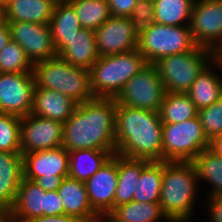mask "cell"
I'll use <instances>...</instances> for the list:
<instances>
[{
	"mask_svg": "<svg viewBox=\"0 0 222 222\" xmlns=\"http://www.w3.org/2000/svg\"><path fill=\"white\" fill-rule=\"evenodd\" d=\"M162 124L159 112L118 105L116 153L127 158L162 161Z\"/></svg>",
	"mask_w": 222,
	"mask_h": 222,
	"instance_id": "obj_2",
	"label": "cell"
},
{
	"mask_svg": "<svg viewBox=\"0 0 222 222\" xmlns=\"http://www.w3.org/2000/svg\"><path fill=\"white\" fill-rule=\"evenodd\" d=\"M30 222H83V221L73 216L61 214V215H55V216H40V217L34 218Z\"/></svg>",
	"mask_w": 222,
	"mask_h": 222,
	"instance_id": "obj_40",
	"label": "cell"
},
{
	"mask_svg": "<svg viewBox=\"0 0 222 222\" xmlns=\"http://www.w3.org/2000/svg\"><path fill=\"white\" fill-rule=\"evenodd\" d=\"M57 191L64 206V214L83 222L97 221L98 214L90 205L85 182L67 176L63 178Z\"/></svg>",
	"mask_w": 222,
	"mask_h": 222,
	"instance_id": "obj_18",
	"label": "cell"
},
{
	"mask_svg": "<svg viewBox=\"0 0 222 222\" xmlns=\"http://www.w3.org/2000/svg\"><path fill=\"white\" fill-rule=\"evenodd\" d=\"M0 222H17L11 209L0 208Z\"/></svg>",
	"mask_w": 222,
	"mask_h": 222,
	"instance_id": "obj_44",
	"label": "cell"
},
{
	"mask_svg": "<svg viewBox=\"0 0 222 222\" xmlns=\"http://www.w3.org/2000/svg\"><path fill=\"white\" fill-rule=\"evenodd\" d=\"M165 222H184V221H180V220H167Z\"/></svg>",
	"mask_w": 222,
	"mask_h": 222,
	"instance_id": "obj_47",
	"label": "cell"
},
{
	"mask_svg": "<svg viewBox=\"0 0 222 222\" xmlns=\"http://www.w3.org/2000/svg\"><path fill=\"white\" fill-rule=\"evenodd\" d=\"M212 61L220 62L222 60V38L211 50Z\"/></svg>",
	"mask_w": 222,
	"mask_h": 222,
	"instance_id": "obj_45",
	"label": "cell"
},
{
	"mask_svg": "<svg viewBox=\"0 0 222 222\" xmlns=\"http://www.w3.org/2000/svg\"><path fill=\"white\" fill-rule=\"evenodd\" d=\"M75 10L82 28L95 31L112 15L108 0H66Z\"/></svg>",
	"mask_w": 222,
	"mask_h": 222,
	"instance_id": "obj_31",
	"label": "cell"
},
{
	"mask_svg": "<svg viewBox=\"0 0 222 222\" xmlns=\"http://www.w3.org/2000/svg\"><path fill=\"white\" fill-rule=\"evenodd\" d=\"M166 91L154 64H148L130 78L117 96V105L159 112Z\"/></svg>",
	"mask_w": 222,
	"mask_h": 222,
	"instance_id": "obj_10",
	"label": "cell"
},
{
	"mask_svg": "<svg viewBox=\"0 0 222 222\" xmlns=\"http://www.w3.org/2000/svg\"><path fill=\"white\" fill-rule=\"evenodd\" d=\"M159 115L162 123H181L195 118L198 110L187 93L166 92Z\"/></svg>",
	"mask_w": 222,
	"mask_h": 222,
	"instance_id": "obj_29",
	"label": "cell"
},
{
	"mask_svg": "<svg viewBox=\"0 0 222 222\" xmlns=\"http://www.w3.org/2000/svg\"><path fill=\"white\" fill-rule=\"evenodd\" d=\"M150 161L127 158L118 154V184L115 190L114 209L133 201L142 169Z\"/></svg>",
	"mask_w": 222,
	"mask_h": 222,
	"instance_id": "obj_25",
	"label": "cell"
},
{
	"mask_svg": "<svg viewBox=\"0 0 222 222\" xmlns=\"http://www.w3.org/2000/svg\"><path fill=\"white\" fill-rule=\"evenodd\" d=\"M130 19L134 32L139 37L154 23V1L137 0Z\"/></svg>",
	"mask_w": 222,
	"mask_h": 222,
	"instance_id": "obj_36",
	"label": "cell"
},
{
	"mask_svg": "<svg viewBox=\"0 0 222 222\" xmlns=\"http://www.w3.org/2000/svg\"><path fill=\"white\" fill-rule=\"evenodd\" d=\"M112 16L130 17L137 0H108Z\"/></svg>",
	"mask_w": 222,
	"mask_h": 222,
	"instance_id": "obj_39",
	"label": "cell"
},
{
	"mask_svg": "<svg viewBox=\"0 0 222 222\" xmlns=\"http://www.w3.org/2000/svg\"><path fill=\"white\" fill-rule=\"evenodd\" d=\"M35 79L31 73H0V113L20 117L31 113Z\"/></svg>",
	"mask_w": 222,
	"mask_h": 222,
	"instance_id": "obj_11",
	"label": "cell"
},
{
	"mask_svg": "<svg viewBox=\"0 0 222 222\" xmlns=\"http://www.w3.org/2000/svg\"><path fill=\"white\" fill-rule=\"evenodd\" d=\"M211 61V50L196 46L193 50L162 57L154 65L166 92L186 93Z\"/></svg>",
	"mask_w": 222,
	"mask_h": 222,
	"instance_id": "obj_6",
	"label": "cell"
},
{
	"mask_svg": "<svg viewBox=\"0 0 222 222\" xmlns=\"http://www.w3.org/2000/svg\"><path fill=\"white\" fill-rule=\"evenodd\" d=\"M196 169L192 162L163 161V183L160 207L168 220L190 222L195 208L198 185Z\"/></svg>",
	"mask_w": 222,
	"mask_h": 222,
	"instance_id": "obj_3",
	"label": "cell"
},
{
	"mask_svg": "<svg viewBox=\"0 0 222 222\" xmlns=\"http://www.w3.org/2000/svg\"><path fill=\"white\" fill-rule=\"evenodd\" d=\"M162 136V161L191 162L210 145L198 115L181 123H163Z\"/></svg>",
	"mask_w": 222,
	"mask_h": 222,
	"instance_id": "obj_7",
	"label": "cell"
},
{
	"mask_svg": "<svg viewBox=\"0 0 222 222\" xmlns=\"http://www.w3.org/2000/svg\"><path fill=\"white\" fill-rule=\"evenodd\" d=\"M198 117L209 141L222 135V97L210 106L198 110Z\"/></svg>",
	"mask_w": 222,
	"mask_h": 222,
	"instance_id": "obj_35",
	"label": "cell"
},
{
	"mask_svg": "<svg viewBox=\"0 0 222 222\" xmlns=\"http://www.w3.org/2000/svg\"><path fill=\"white\" fill-rule=\"evenodd\" d=\"M117 217L126 222H162L168 218L163 214L159 202H137L117 206L112 211Z\"/></svg>",
	"mask_w": 222,
	"mask_h": 222,
	"instance_id": "obj_32",
	"label": "cell"
},
{
	"mask_svg": "<svg viewBox=\"0 0 222 222\" xmlns=\"http://www.w3.org/2000/svg\"><path fill=\"white\" fill-rule=\"evenodd\" d=\"M58 56L73 66L90 70L100 57L95 41V31L81 28Z\"/></svg>",
	"mask_w": 222,
	"mask_h": 222,
	"instance_id": "obj_23",
	"label": "cell"
},
{
	"mask_svg": "<svg viewBox=\"0 0 222 222\" xmlns=\"http://www.w3.org/2000/svg\"><path fill=\"white\" fill-rule=\"evenodd\" d=\"M23 178L22 154L0 151V208H12Z\"/></svg>",
	"mask_w": 222,
	"mask_h": 222,
	"instance_id": "obj_19",
	"label": "cell"
},
{
	"mask_svg": "<svg viewBox=\"0 0 222 222\" xmlns=\"http://www.w3.org/2000/svg\"><path fill=\"white\" fill-rule=\"evenodd\" d=\"M116 152L81 149L69 152L68 176L85 182L93 176Z\"/></svg>",
	"mask_w": 222,
	"mask_h": 222,
	"instance_id": "obj_26",
	"label": "cell"
},
{
	"mask_svg": "<svg viewBox=\"0 0 222 222\" xmlns=\"http://www.w3.org/2000/svg\"><path fill=\"white\" fill-rule=\"evenodd\" d=\"M33 66L23 48L11 39L0 51V73H31Z\"/></svg>",
	"mask_w": 222,
	"mask_h": 222,
	"instance_id": "obj_33",
	"label": "cell"
},
{
	"mask_svg": "<svg viewBox=\"0 0 222 222\" xmlns=\"http://www.w3.org/2000/svg\"><path fill=\"white\" fill-rule=\"evenodd\" d=\"M77 105V102L62 93L35 86L31 114L64 124Z\"/></svg>",
	"mask_w": 222,
	"mask_h": 222,
	"instance_id": "obj_17",
	"label": "cell"
},
{
	"mask_svg": "<svg viewBox=\"0 0 222 222\" xmlns=\"http://www.w3.org/2000/svg\"><path fill=\"white\" fill-rule=\"evenodd\" d=\"M209 148L222 157V135L214 137L210 141Z\"/></svg>",
	"mask_w": 222,
	"mask_h": 222,
	"instance_id": "obj_43",
	"label": "cell"
},
{
	"mask_svg": "<svg viewBox=\"0 0 222 222\" xmlns=\"http://www.w3.org/2000/svg\"><path fill=\"white\" fill-rule=\"evenodd\" d=\"M214 68L217 70L222 66L219 62L211 61L186 92L197 110L210 106L222 97V74H218Z\"/></svg>",
	"mask_w": 222,
	"mask_h": 222,
	"instance_id": "obj_20",
	"label": "cell"
},
{
	"mask_svg": "<svg viewBox=\"0 0 222 222\" xmlns=\"http://www.w3.org/2000/svg\"><path fill=\"white\" fill-rule=\"evenodd\" d=\"M95 41L100 56L117 55L138 48V36L130 17L111 16L95 30Z\"/></svg>",
	"mask_w": 222,
	"mask_h": 222,
	"instance_id": "obj_15",
	"label": "cell"
},
{
	"mask_svg": "<svg viewBox=\"0 0 222 222\" xmlns=\"http://www.w3.org/2000/svg\"><path fill=\"white\" fill-rule=\"evenodd\" d=\"M163 183V161H150L141 171L133 200L137 202H160Z\"/></svg>",
	"mask_w": 222,
	"mask_h": 222,
	"instance_id": "obj_30",
	"label": "cell"
},
{
	"mask_svg": "<svg viewBox=\"0 0 222 222\" xmlns=\"http://www.w3.org/2000/svg\"><path fill=\"white\" fill-rule=\"evenodd\" d=\"M189 27L197 46L212 50L222 38V0H195Z\"/></svg>",
	"mask_w": 222,
	"mask_h": 222,
	"instance_id": "obj_13",
	"label": "cell"
},
{
	"mask_svg": "<svg viewBox=\"0 0 222 222\" xmlns=\"http://www.w3.org/2000/svg\"><path fill=\"white\" fill-rule=\"evenodd\" d=\"M11 40L17 42L34 64L57 56L49 24L7 22Z\"/></svg>",
	"mask_w": 222,
	"mask_h": 222,
	"instance_id": "obj_14",
	"label": "cell"
},
{
	"mask_svg": "<svg viewBox=\"0 0 222 222\" xmlns=\"http://www.w3.org/2000/svg\"><path fill=\"white\" fill-rule=\"evenodd\" d=\"M118 184V154L115 153L93 176L85 181L92 209L100 215L114 210Z\"/></svg>",
	"mask_w": 222,
	"mask_h": 222,
	"instance_id": "obj_16",
	"label": "cell"
},
{
	"mask_svg": "<svg viewBox=\"0 0 222 222\" xmlns=\"http://www.w3.org/2000/svg\"><path fill=\"white\" fill-rule=\"evenodd\" d=\"M35 86L55 90L78 104L92 100L90 70L76 67L58 55L34 63Z\"/></svg>",
	"mask_w": 222,
	"mask_h": 222,
	"instance_id": "obj_4",
	"label": "cell"
},
{
	"mask_svg": "<svg viewBox=\"0 0 222 222\" xmlns=\"http://www.w3.org/2000/svg\"><path fill=\"white\" fill-rule=\"evenodd\" d=\"M96 222H126L117 217L113 212L101 213Z\"/></svg>",
	"mask_w": 222,
	"mask_h": 222,
	"instance_id": "obj_42",
	"label": "cell"
},
{
	"mask_svg": "<svg viewBox=\"0 0 222 222\" xmlns=\"http://www.w3.org/2000/svg\"><path fill=\"white\" fill-rule=\"evenodd\" d=\"M117 101L93 98L77 105L63 124L62 146L68 151L81 149L116 152L115 123Z\"/></svg>",
	"mask_w": 222,
	"mask_h": 222,
	"instance_id": "obj_1",
	"label": "cell"
},
{
	"mask_svg": "<svg viewBox=\"0 0 222 222\" xmlns=\"http://www.w3.org/2000/svg\"><path fill=\"white\" fill-rule=\"evenodd\" d=\"M21 117L0 113V151L21 153Z\"/></svg>",
	"mask_w": 222,
	"mask_h": 222,
	"instance_id": "obj_34",
	"label": "cell"
},
{
	"mask_svg": "<svg viewBox=\"0 0 222 222\" xmlns=\"http://www.w3.org/2000/svg\"><path fill=\"white\" fill-rule=\"evenodd\" d=\"M194 2L195 0H154V23L189 25Z\"/></svg>",
	"mask_w": 222,
	"mask_h": 222,
	"instance_id": "obj_28",
	"label": "cell"
},
{
	"mask_svg": "<svg viewBox=\"0 0 222 222\" xmlns=\"http://www.w3.org/2000/svg\"><path fill=\"white\" fill-rule=\"evenodd\" d=\"M49 25L57 55L82 28L74 8L66 0L56 2Z\"/></svg>",
	"mask_w": 222,
	"mask_h": 222,
	"instance_id": "obj_24",
	"label": "cell"
},
{
	"mask_svg": "<svg viewBox=\"0 0 222 222\" xmlns=\"http://www.w3.org/2000/svg\"><path fill=\"white\" fill-rule=\"evenodd\" d=\"M61 214H64V206L58 191H45V209H43V216Z\"/></svg>",
	"mask_w": 222,
	"mask_h": 222,
	"instance_id": "obj_37",
	"label": "cell"
},
{
	"mask_svg": "<svg viewBox=\"0 0 222 222\" xmlns=\"http://www.w3.org/2000/svg\"><path fill=\"white\" fill-rule=\"evenodd\" d=\"M147 65L138 48L117 55L100 56L90 69L94 97L116 99L126 82Z\"/></svg>",
	"mask_w": 222,
	"mask_h": 222,
	"instance_id": "obj_5",
	"label": "cell"
},
{
	"mask_svg": "<svg viewBox=\"0 0 222 222\" xmlns=\"http://www.w3.org/2000/svg\"><path fill=\"white\" fill-rule=\"evenodd\" d=\"M196 46L189 25L152 23L147 31L138 37V50L148 64H154L165 56L193 50Z\"/></svg>",
	"mask_w": 222,
	"mask_h": 222,
	"instance_id": "obj_8",
	"label": "cell"
},
{
	"mask_svg": "<svg viewBox=\"0 0 222 222\" xmlns=\"http://www.w3.org/2000/svg\"><path fill=\"white\" fill-rule=\"evenodd\" d=\"M205 209L207 211V221L222 222V195L206 197ZM209 213V214H208Z\"/></svg>",
	"mask_w": 222,
	"mask_h": 222,
	"instance_id": "obj_38",
	"label": "cell"
},
{
	"mask_svg": "<svg viewBox=\"0 0 222 222\" xmlns=\"http://www.w3.org/2000/svg\"><path fill=\"white\" fill-rule=\"evenodd\" d=\"M57 0H8L5 3L6 22L49 24Z\"/></svg>",
	"mask_w": 222,
	"mask_h": 222,
	"instance_id": "obj_22",
	"label": "cell"
},
{
	"mask_svg": "<svg viewBox=\"0 0 222 222\" xmlns=\"http://www.w3.org/2000/svg\"><path fill=\"white\" fill-rule=\"evenodd\" d=\"M45 209V190L29 179H22L11 208L17 222H30L43 216Z\"/></svg>",
	"mask_w": 222,
	"mask_h": 222,
	"instance_id": "obj_21",
	"label": "cell"
},
{
	"mask_svg": "<svg viewBox=\"0 0 222 222\" xmlns=\"http://www.w3.org/2000/svg\"><path fill=\"white\" fill-rule=\"evenodd\" d=\"M63 123L28 114L21 117V154L62 146Z\"/></svg>",
	"mask_w": 222,
	"mask_h": 222,
	"instance_id": "obj_12",
	"label": "cell"
},
{
	"mask_svg": "<svg viewBox=\"0 0 222 222\" xmlns=\"http://www.w3.org/2000/svg\"><path fill=\"white\" fill-rule=\"evenodd\" d=\"M200 182L210 184L208 197L222 195V157L210 148L204 149L192 161Z\"/></svg>",
	"mask_w": 222,
	"mask_h": 222,
	"instance_id": "obj_27",
	"label": "cell"
},
{
	"mask_svg": "<svg viewBox=\"0 0 222 222\" xmlns=\"http://www.w3.org/2000/svg\"><path fill=\"white\" fill-rule=\"evenodd\" d=\"M11 39L8 23L5 21L0 24V51L6 46Z\"/></svg>",
	"mask_w": 222,
	"mask_h": 222,
	"instance_id": "obj_41",
	"label": "cell"
},
{
	"mask_svg": "<svg viewBox=\"0 0 222 222\" xmlns=\"http://www.w3.org/2000/svg\"><path fill=\"white\" fill-rule=\"evenodd\" d=\"M5 22V3L0 0V24Z\"/></svg>",
	"mask_w": 222,
	"mask_h": 222,
	"instance_id": "obj_46",
	"label": "cell"
},
{
	"mask_svg": "<svg viewBox=\"0 0 222 222\" xmlns=\"http://www.w3.org/2000/svg\"><path fill=\"white\" fill-rule=\"evenodd\" d=\"M22 156L24 178L34 181L45 191H56L69 174V152L63 146Z\"/></svg>",
	"mask_w": 222,
	"mask_h": 222,
	"instance_id": "obj_9",
	"label": "cell"
}]
</instances>
